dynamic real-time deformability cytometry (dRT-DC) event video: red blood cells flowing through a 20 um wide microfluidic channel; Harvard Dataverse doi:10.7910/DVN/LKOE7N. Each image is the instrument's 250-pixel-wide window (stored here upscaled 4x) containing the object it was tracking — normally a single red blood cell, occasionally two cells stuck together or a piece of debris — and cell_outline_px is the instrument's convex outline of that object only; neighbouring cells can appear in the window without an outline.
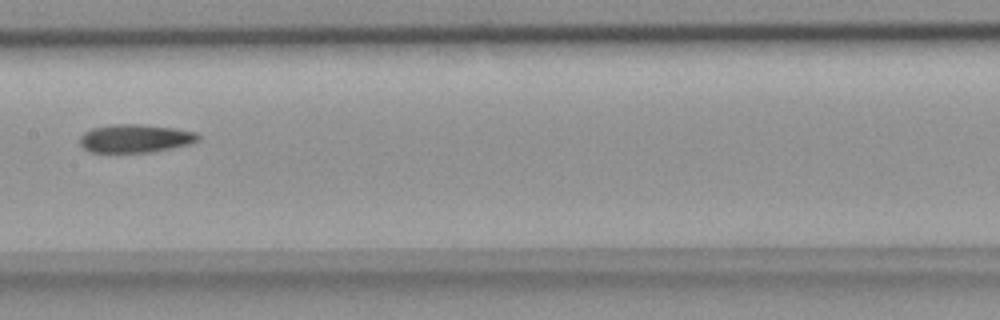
{"species": "common noctule bat (a hibernating species)", "species_latin": "Nyctalus noctula", "temperature_condition": "room temperature", "stored_images_in_passage": 11, "camera_frame_rate_fps": 3000, "um_per_image_px": 0.085, "animal": {"sex": "female", "body_mass_g": 18.4}, "frame": {"image": 1, "passage_image": 11, "time_ms": 3.333, "image_size_px": [1000, 320], "cell_outline_px": [[200, 140], [188, 144], [172, 148], [152, 152], [88, 152], [80, 144], [80, 136], [84, 132], [92, 128], [112, 124], [136, 124], [176, 128], [196, 132], [200, 136]], "centroid_in_image_um": [11.49, 11.76], "position_along_channel_um": 195.9, "area_um2": 19.54}}